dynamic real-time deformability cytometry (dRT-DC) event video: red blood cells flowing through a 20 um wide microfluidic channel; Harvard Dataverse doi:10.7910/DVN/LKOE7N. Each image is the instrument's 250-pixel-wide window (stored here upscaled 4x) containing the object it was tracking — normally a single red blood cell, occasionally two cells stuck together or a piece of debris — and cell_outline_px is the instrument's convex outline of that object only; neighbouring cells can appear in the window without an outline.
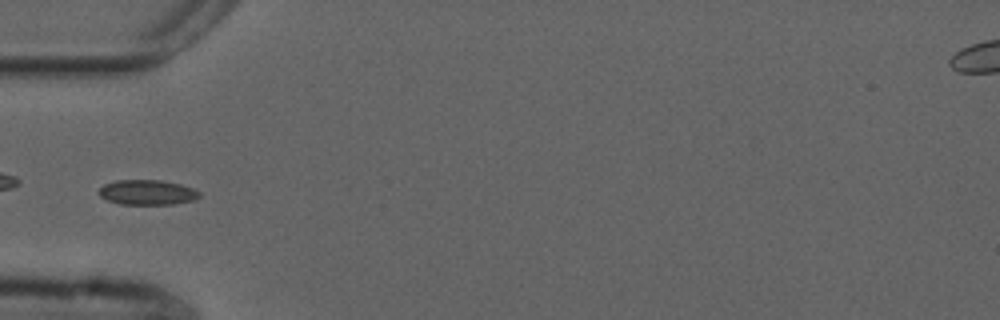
{"species": "common noctule bat (a hibernating species)", "species_latin": "Nyctalus noctula", "temperature_condition": "cold", "stored_images_in_passage": 35, "camera_frame_rate_fps": 3000, "um_per_image_px": 0.085, "animal": {"sex": "male", "forearm_length_mm": 52.5}, "frame": {"image": 1, "passage_image": 1, "time_ms": 0.0, "image_size_px": [1000, 320], "cell_outline_px": [[200, 196], [196, 200], [172, 204], [120, 204], [108, 200], [100, 196], [100, 188], [104, 184], [116, 180], [160, 180], [180, 184], [192, 188], [200, 192]], "centroid_in_image_um": [12.54, 16.35], "position_along_channel_um": 72.5, "area_um2": 14.57}}